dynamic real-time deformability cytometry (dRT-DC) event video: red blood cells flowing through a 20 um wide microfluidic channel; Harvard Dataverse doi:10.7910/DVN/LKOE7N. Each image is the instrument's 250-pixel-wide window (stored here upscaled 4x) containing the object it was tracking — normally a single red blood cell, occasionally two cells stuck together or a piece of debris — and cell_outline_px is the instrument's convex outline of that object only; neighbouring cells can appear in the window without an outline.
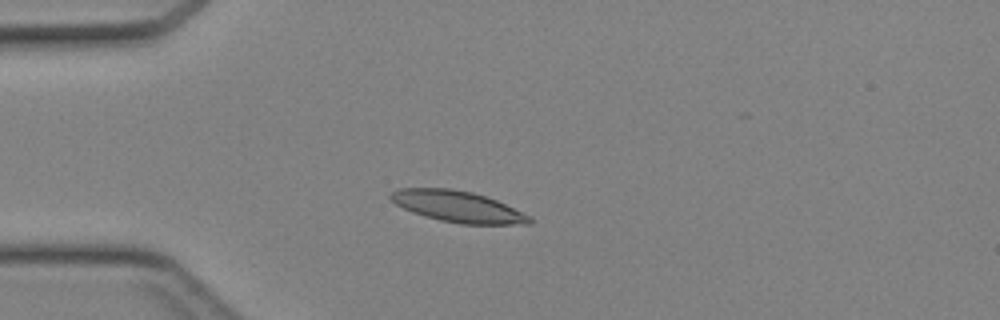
{"species": "Egyptian fruit bat (a non-hibernating species)", "species_latin": "Rousettus aegyptiacus", "temperature_condition": "cold", "stored_images_in_passage": 2, "camera_frame_rate_fps": 3000, "um_per_image_px": 0.085, "animal": {"sex": "female"}, "frame": {"image": 1, "passage_image": 2, "time_ms": 0.333, "image_size_px": [1000, 320], "cell_outline_px": [[532, 224], [460, 224], [440, 220], [424, 216], [404, 208], [396, 204], [388, 196], [388, 192], [400, 188], [452, 188], [472, 192], [496, 200], [528, 216], [532, 220]], "centroid_in_image_um": [38.85, 17.55], "position_along_channel_um": 46.2, "area_um2": 24.97}}